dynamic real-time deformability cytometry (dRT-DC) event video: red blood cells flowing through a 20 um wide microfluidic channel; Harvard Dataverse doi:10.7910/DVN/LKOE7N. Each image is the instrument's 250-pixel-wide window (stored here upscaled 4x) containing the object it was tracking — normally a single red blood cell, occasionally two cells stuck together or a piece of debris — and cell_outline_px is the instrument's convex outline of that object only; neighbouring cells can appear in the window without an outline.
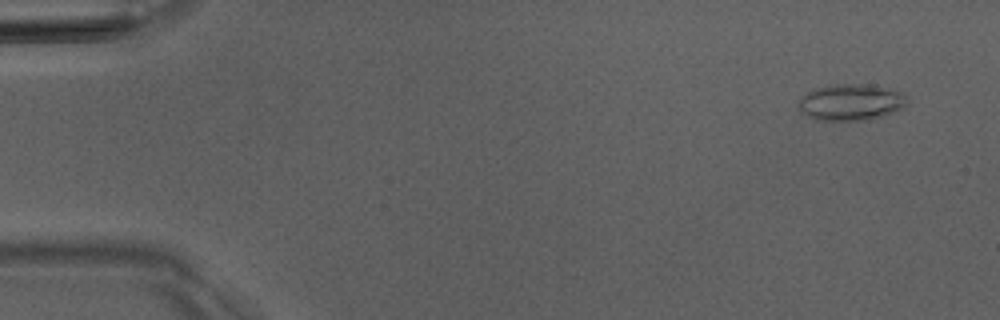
{"species": "Egyptian fruit bat (a non-hibernating species)", "species_latin": "Rousettus aegyptiacus", "temperature_condition": "room temperature", "stored_images_in_passage": 7, "camera_frame_rate_fps": 3000, "um_per_image_px": 0.085, "animal": {"sex": "male"}, "frame": {"image": 1, "passage_image": 1, "time_ms": 0.0, "image_size_px": [1000, 320], "cell_outline_px": [[904, 108], [872, 120], [816, 120], [808, 116], [800, 108], [800, 96], [816, 88], [832, 84], [872, 84], [900, 92], [904, 96]], "centroid_in_image_um": [72.32, 8.69], "position_along_channel_um": 12.7, "area_um2": 22.83}}